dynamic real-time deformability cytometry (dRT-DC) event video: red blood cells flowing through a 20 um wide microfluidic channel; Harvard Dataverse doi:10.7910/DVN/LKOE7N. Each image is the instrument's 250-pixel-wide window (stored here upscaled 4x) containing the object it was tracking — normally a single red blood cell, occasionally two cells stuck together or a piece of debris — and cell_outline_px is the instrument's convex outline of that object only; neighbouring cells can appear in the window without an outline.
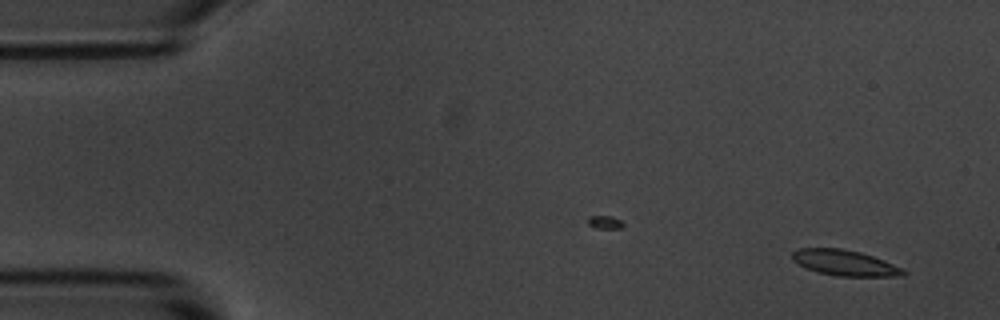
{"species": "common noctule bat (a hibernating species)", "species_latin": "Nyctalus noctula", "temperature_condition": "room temperature", "stored_images_in_passage": 3, "camera_frame_rate_fps": 3000, "um_per_image_px": 0.085, "animal": {"sex": "male", "body_mass_g": 20.1, "forearm_length_mm": 53.5}, "frame": {"image": 1, "passage_image": 3, "time_ms": 2.333, "image_size_px": [1000, 320], "cell_outline_px": [[908, 272], [904, 276], [836, 276], [804, 268], [792, 260], [792, 252], [800, 248], [840, 248], [860, 252], [884, 260], [904, 268]], "centroid_in_image_um": [71.83, 22.34], "position_along_channel_um": 13.2, "area_um2": 16.7}}